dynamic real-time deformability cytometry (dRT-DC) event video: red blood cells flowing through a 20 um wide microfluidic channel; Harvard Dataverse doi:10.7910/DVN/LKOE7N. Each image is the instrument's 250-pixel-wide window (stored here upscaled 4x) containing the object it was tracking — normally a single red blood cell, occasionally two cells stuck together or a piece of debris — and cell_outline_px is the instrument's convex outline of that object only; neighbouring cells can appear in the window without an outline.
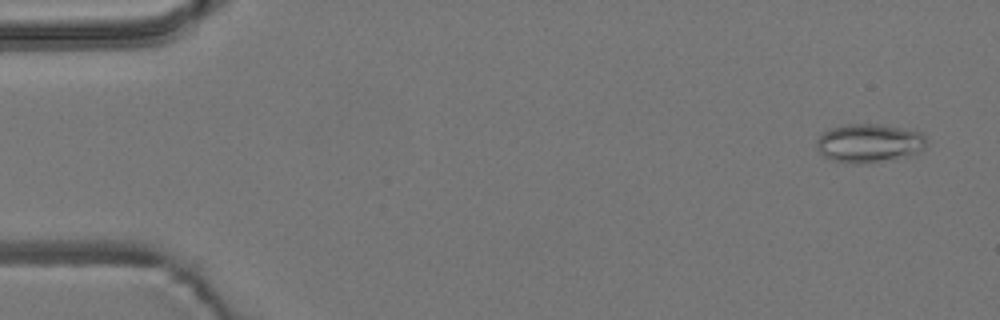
{"species": "common noctule bat (a hibernating species)", "species_latin": "Nyctalus noctula", "temperature_condition": "room temperature", "stored_images_in_passage": 5, "camera_frame_rate_fps": 3000, "um_per_image_px": 0.085, "animal": {"sex": "male", "body_mass_g": 19.2, "forearm_length_mm": 51.8}, "frame": {"image": 1, "passage_image": 1, "time_ms": 0.0, "image_size_px": [1000, 320], "cell_outline_px": [[928, 140], [924, 148], [908, 156], [860, 164], [852, 164], [832, 160], [824, 156], [816, 148], [816, 140], [828, 128], [844, 124], [880, 124], [920, 132]], "centroid_in_image_um": [73.83, 12.16], "position_along_channel_um": 11.2, "area_um2": 24.74}}